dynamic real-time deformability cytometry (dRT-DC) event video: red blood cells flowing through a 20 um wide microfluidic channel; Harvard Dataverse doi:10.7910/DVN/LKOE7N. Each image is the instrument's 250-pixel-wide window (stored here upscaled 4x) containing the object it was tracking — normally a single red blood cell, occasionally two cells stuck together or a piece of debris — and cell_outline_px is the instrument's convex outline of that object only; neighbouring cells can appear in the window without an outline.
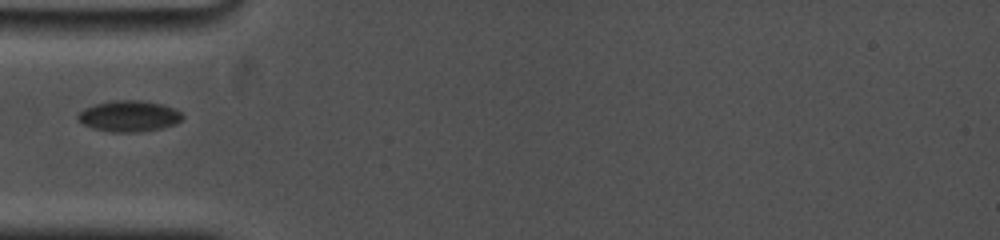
{"species": "common noctule bat (a hibernating species)", "species_latin": "Nyctalus noctula", "temperature_condition": "cold", "stored_images_in_passage": 23, "camera_frame_rate_fps": 5000, "um_per_image_px": 0.085, "animal": {"sex": "female", "body_mass_g": 19.0, "forearm_length_mm": 53.3}, "frame": {"image": 1, "passage_image": 1, "time_ms": 0.0, "image_size_px": [1000, 240], "cell_outline_px": [[184, 116], [176, 124], [160, 128], [136, 132], [112, 132], [92, 128], [84, 124], [76, 116], [84, 108], [96, 104], [116, 100], [136, 100], [164, 104], [180, 112]], "centroid_in_image_um": [10.97, 9.87], "position_along_channel_um": 74.0, "area_um2": 18.67}}
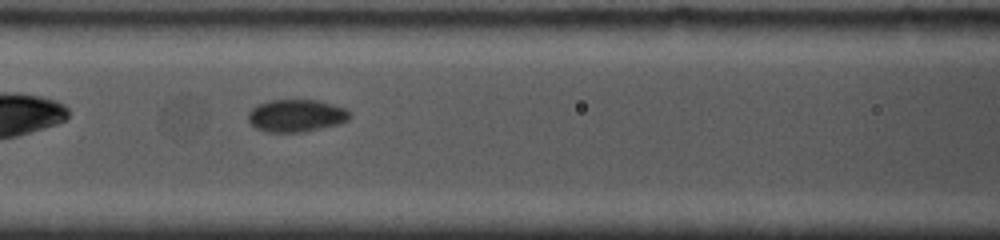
{"frame": {"image": 2, "passage_image": 10, "time_ms": 1.8, "image_size_px": [1000, 240], "cell_outline_px": [[352, 116], [348, 120], [340, 124], [304, 132], [268, 132], [256, 128], [248, 120], [248, 112], [256, 104], [268, 100], [320, 100], [348, 108], [352, 112]], "centroid_in_image_um": [25.23, 9.82], "position_along_channel_um": 141.4, "area_um2": 19.65}}
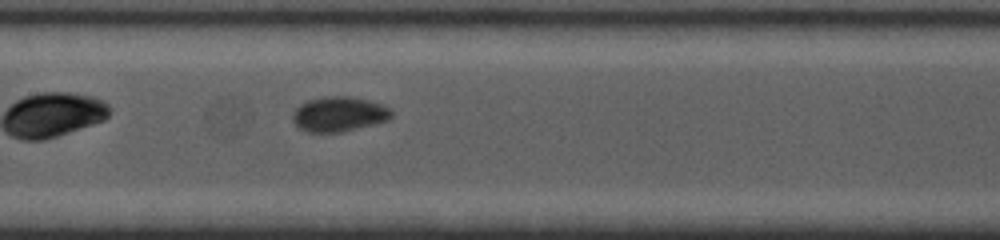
{"frame": {"image": 3, "passage_image": 16, "time_ms": 2.8, "image_size_px": [1000, 240], "cell_outline_px": [[392, 116], [388, 120], [376, 124], [340, 132], [308, 132], [300, 128], [292, 120], [292, 116], [296, 108], [300, 104], [308, 100], [328, 96], [348, 96], [368, 100], [384, 104], [392, 108]], "centroid_in_image_um": [28.85, 9.69], "position_along_channel_um": 178.5, "area_um2": 20.17}}